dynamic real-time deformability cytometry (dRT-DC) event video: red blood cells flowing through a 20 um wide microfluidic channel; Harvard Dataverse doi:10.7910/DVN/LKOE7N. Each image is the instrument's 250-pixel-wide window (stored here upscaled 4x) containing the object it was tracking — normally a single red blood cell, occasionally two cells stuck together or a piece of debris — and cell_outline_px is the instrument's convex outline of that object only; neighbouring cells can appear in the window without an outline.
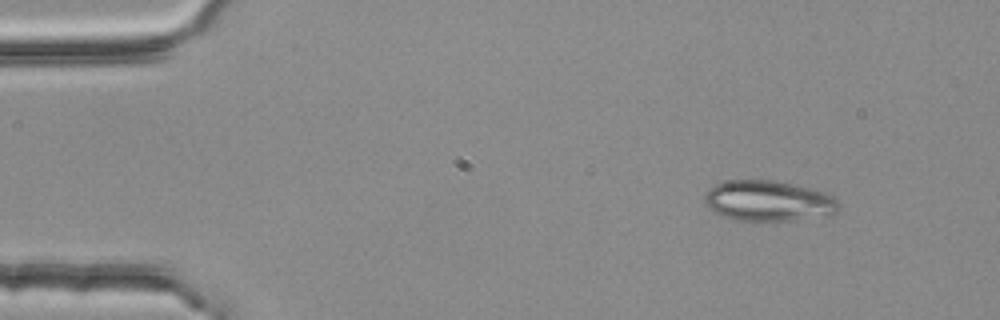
{"species": "common noctule bat (a hibernating species)", "species_latin": "Nyctalus noctula", "temperature_condition": "room temperature", "stored_images_in_passage": 4, "camera_frame_rate_fps": 3000, "um_per_image_px": 0.085, "animal": {"sex": "female", "body_mass_g": 25.1}, "frame": {"image": 1, "passage_image": 1, "time_ms": 0.0, "image_size_px": [1000, 320], "cell_outline_px": [[840, 208], [836, 212], [792, 220], [732, 220], [720, 216], [712, 212], [704, 204], [704, 196], [708, 188], [716, 184], [728, 180], [772, 180], [792, 184], [824, 192], [832, 196], [840, 204]], "centroid_in_image_um": [65.21, 17.07], "position_along_channel_um": 19.8, "area_um2": 31.56}}